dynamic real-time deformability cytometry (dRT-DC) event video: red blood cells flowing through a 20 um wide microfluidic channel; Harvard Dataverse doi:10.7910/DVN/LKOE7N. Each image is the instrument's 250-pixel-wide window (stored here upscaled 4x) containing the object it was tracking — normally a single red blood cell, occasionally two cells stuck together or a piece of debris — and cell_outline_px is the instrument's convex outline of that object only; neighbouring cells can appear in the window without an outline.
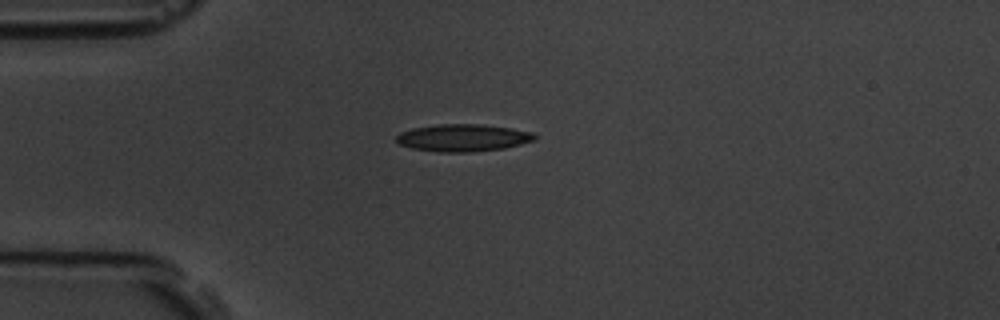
{"species": "common noctule bat (a hibernating species)", "species_latin": "Nyctalus noctula", "temperature_condition": "room temperature", "stored_images_in_passage": 4, "camera_frame_rate_fps": 3000, "um_per_image_px": 0.085, "animal": {"sex": "male", "body_mass_g": 19.5, "forearm_length_mm": 54.6}, "frame": {"image": 1, "passage_image": 1, "time_ms": 0.0, "image_size_px": [1000, 320], "cell_outline_px": [[536, 140], [504, 148], [472, 152], [440, 152], [412, 148], [400, 144], [396, 140], [396, 136], [400, 132], [412, 128], [440, 124], [480, 124], [512, 128], [532, 132], [536, 136]], "centroid_in_image_um": [39.36, 11.71], "position_along_channel_um": 45.6, "area_um2": 21.96}}
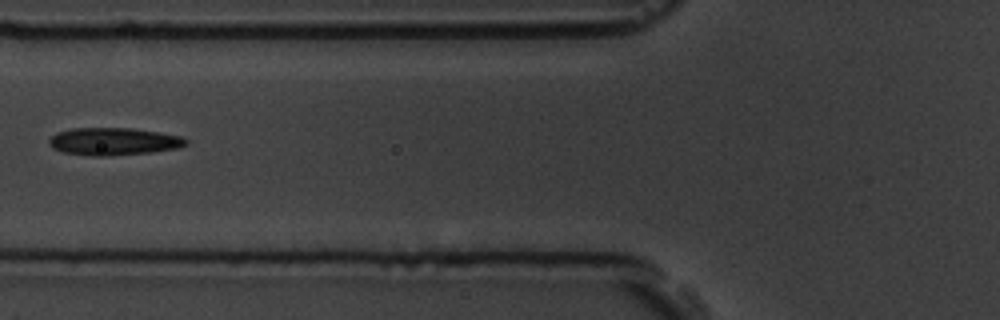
{"frame": {"image": 2, "passage_image": 3, "time_ms": 2.333, "image_size_px": [1000, 320], "cell_outline_px": [[188, 144], [180, 148], [152, 152], [108, 156], [92, 156], [64, 152], [52, 148], [48, 144], [48, 140], [56, 132], [72, 128], [132, 128], [160, 132], [180, 136], [188, 140]], "centroid_in_image_um": [9.66, 12.02], "position_along_channel_um": 116.1, "area_um2": 22.14}}
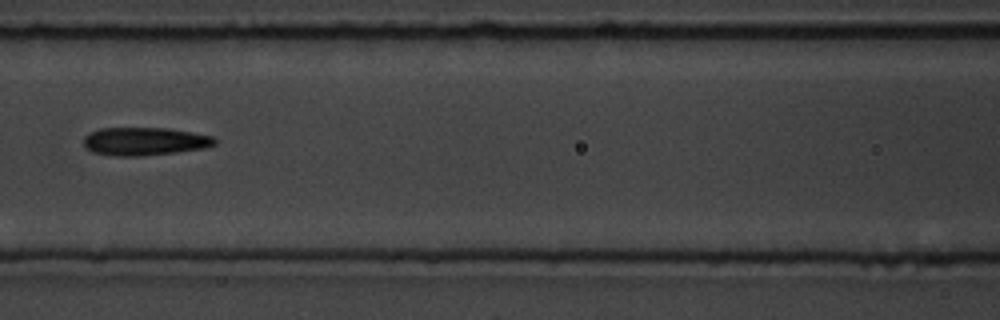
{"frame": {"image": 3, "passage_image": 4, "time_ms": 3.333, "image_size_px": [1000, 320], "cell_outline_px": [[216, 144], [204, 148], [176, 152], [140, 156], [112, 156], [92, 152], [84, 144], [84, 136], [88, 132], [100, 128], [168, 128], [192, 132], [212, 136], [216, 140]], "centroid_in_image_um": [12.27, 12.01], "position_along_channel_um": 154.3, "area_um2": 21.5}}